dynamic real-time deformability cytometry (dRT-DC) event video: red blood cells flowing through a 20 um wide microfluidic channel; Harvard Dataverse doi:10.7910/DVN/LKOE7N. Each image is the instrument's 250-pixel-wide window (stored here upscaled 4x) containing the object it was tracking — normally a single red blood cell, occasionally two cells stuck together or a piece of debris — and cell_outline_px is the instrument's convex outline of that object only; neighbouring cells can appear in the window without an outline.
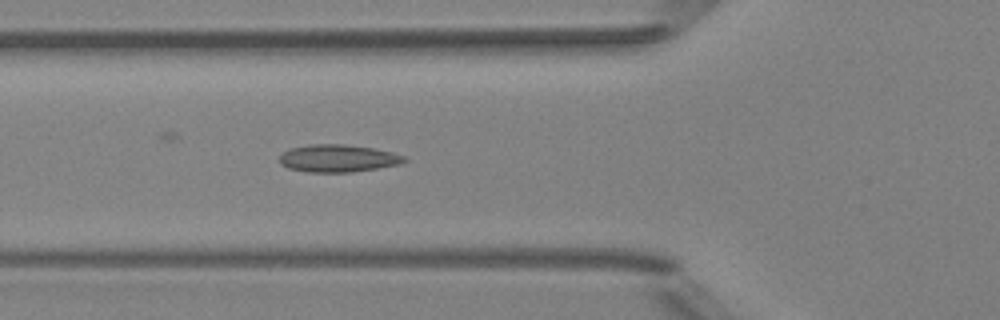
{"species": "Egyptian fruit bat (a non-hibernating species)", "species_latin": "Rousettus aegyptiacus", "temperature_condition": "room temperature", "stored_images_in_passage": 5, "camera_frame_rate_fps": 3000, "um_per_image_px": 0.085, "animal": {"sex": "female"}, "frame": {"image": 1, "passage_image": 5, "time_ms": 1.333, "image_size_px": [1000, 320], "cell_outline_px": [[408, 160], [400, 164], [352, 172], [308, 172], [288, 168], [280, 164], [280, 156], [284, 152], [292, 148], [308, 144], [340, 144], [372, 148], [392, 152], [408, 156]], "centroid_in_image_um": [28.75, 13.46], "position_along_channel_um": 97.0, "area_um2": 19.94}}